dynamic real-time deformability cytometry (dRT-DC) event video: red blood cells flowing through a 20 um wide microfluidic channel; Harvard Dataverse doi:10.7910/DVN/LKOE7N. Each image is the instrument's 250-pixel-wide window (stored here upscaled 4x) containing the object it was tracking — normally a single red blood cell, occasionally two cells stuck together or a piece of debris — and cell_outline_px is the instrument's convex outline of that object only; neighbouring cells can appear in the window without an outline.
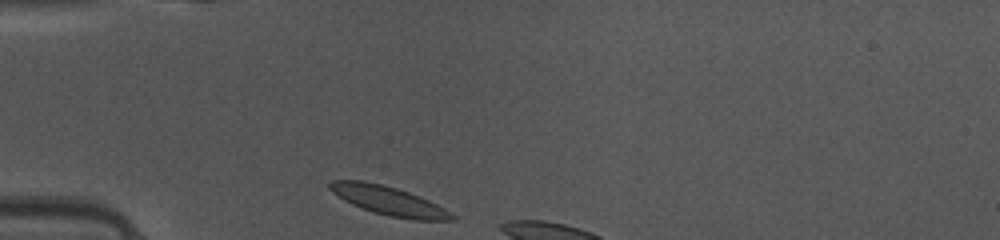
{"species": "common noctule bat (a hibernating species)", "species_latin": "Nyctalus noctula", "temperature_condition": "warm", "stored_images_in_passage": 4, "camera_frame_rate_fps": 3000, "um_per_image_px": 0.085, "animal": {"sex": "female", "body_mass_g": 10.0, "forearm_length_mm": 53.1}, "frame": {"image": 1, "passage_image": 1, "time_ms": 0.0, "image_size_px": [1000, 240], "cell_outline_px": [[456, 220], [412, 220], [388, 216], [352, 204], [344, 200], [332, 192], [328, 188], [328, 184], [332, 180], [364, 180], [396, 188], [408, 192], [428, 200], [444, 208], [456, 216]], "centroid_in_image_um": [33.04, 17.06], "position_along_channel_um": 52.0, "area_um2": 20.35}}